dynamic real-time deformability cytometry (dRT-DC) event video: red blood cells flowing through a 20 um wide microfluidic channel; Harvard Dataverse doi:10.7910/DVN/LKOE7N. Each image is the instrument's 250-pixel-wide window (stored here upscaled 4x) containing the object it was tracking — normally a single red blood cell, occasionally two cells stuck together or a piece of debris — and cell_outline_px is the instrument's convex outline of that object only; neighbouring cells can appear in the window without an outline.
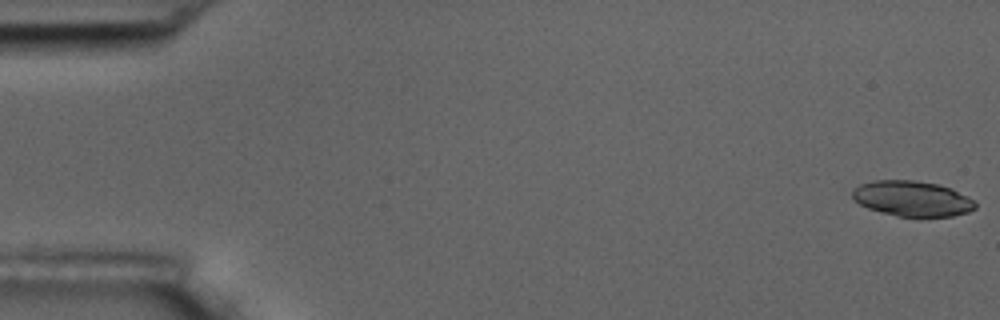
{"species": "common noctule bat (a hibernating species)", "species_latin": "Nyctalus noctula", "temperature_condition": "room temperature", "stored_images_in_passage": 5, "camera_frame_rate_fps": 3000, "um_per_image_px": 0.085, "animal": {"sex": "male", "body_mass_g": 17.5, "forearm_length_mm": 52.3}, "frame": {"image": 1, "passage_image": 1, "time_ms": 0.0, "image_size_px": [1000, 320], "cell_outline_px": [[976, 208], [968, 212], [952, 216], [896, 216], [880, 212], [868, 208], [860, 204], [852, 196], [852, 188], [860, 184], [872, 180], [916, 180], [936, 184], [952, 188], [972, 200], [976, 204]], "centroid_in_image_um": [77.5, 16.87], "position_along_channel_um": 7.5, "area_um2": 25.26}}
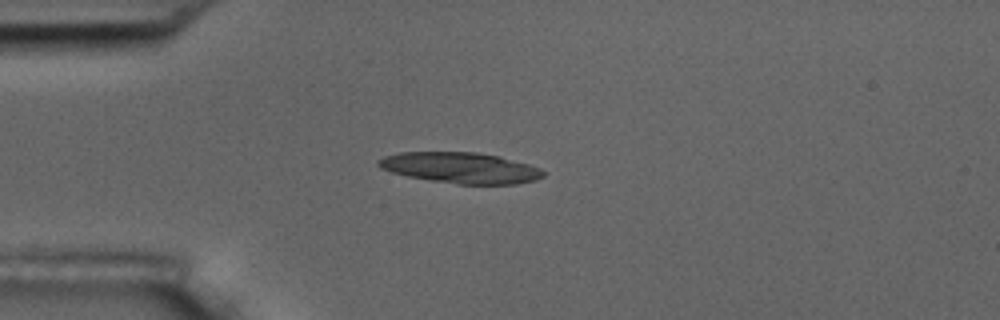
{"frame": {"image": 2, "passage_image": 5, "time_ms": 4.667, "image_size_px": [1000, 320], "cell_outline_px": [[544, 176], [536, 180], [516, 184], [460, 184], [432, 180], [408, 176], [392, 172], [380, 168], [376, 164], [376, 160], [384, 156], [400, 152], [476, 152], [500, 156], [528, 164], [540, 168], [544, 172]], "centroid_in_image_um": [39.14, 14.25], "position_along_channel_um": 45.9, "area_um2": 29.59}}